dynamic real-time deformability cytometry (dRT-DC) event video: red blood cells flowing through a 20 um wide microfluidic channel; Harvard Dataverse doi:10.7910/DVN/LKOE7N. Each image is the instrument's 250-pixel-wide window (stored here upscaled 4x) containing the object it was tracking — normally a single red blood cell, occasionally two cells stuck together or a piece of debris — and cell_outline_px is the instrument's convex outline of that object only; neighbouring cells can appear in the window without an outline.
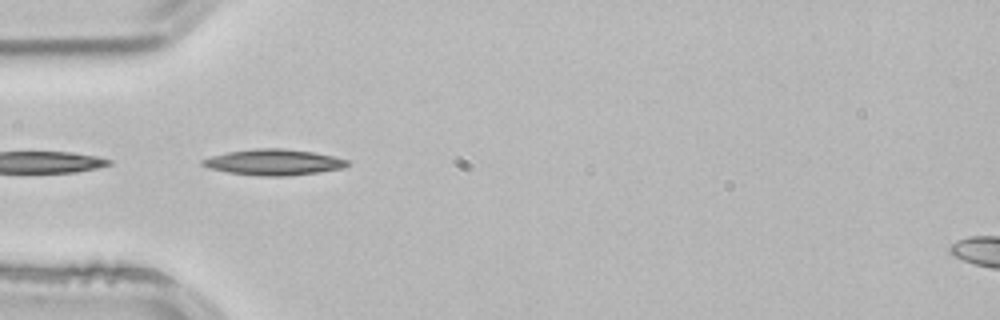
{"species": "common noctule bat (a hibernating species)", "species_latin": "Nyctalus noctula", "temperature_condition": "room temperature", "stored_images_in_passage": 2, "camera_frame_rate_fps": 3000, "um_per_image_px": 0.085, "animal": {"sex": "male", "body_mass_g": 21.5, "forearm_length_mm": 52.0}, "frame": {"image": 1, "passage_image": 2, "time_ms": 0.333, "image_size_px": [1000, 320], "cell_outline_px": [[348, 164], [344, 168], [288, 176], [260, 176], [228, 172], [208, 168], [200, 164], [200, 160], [212, 156], [228, 152], [256, 148], [280, 148], [312, 152], [336, 156], [348, 160]], "centroid_in_image_um": [23.25, 13.79], "position_along_channel_um": 61.8, "area_um2": 21.79}}